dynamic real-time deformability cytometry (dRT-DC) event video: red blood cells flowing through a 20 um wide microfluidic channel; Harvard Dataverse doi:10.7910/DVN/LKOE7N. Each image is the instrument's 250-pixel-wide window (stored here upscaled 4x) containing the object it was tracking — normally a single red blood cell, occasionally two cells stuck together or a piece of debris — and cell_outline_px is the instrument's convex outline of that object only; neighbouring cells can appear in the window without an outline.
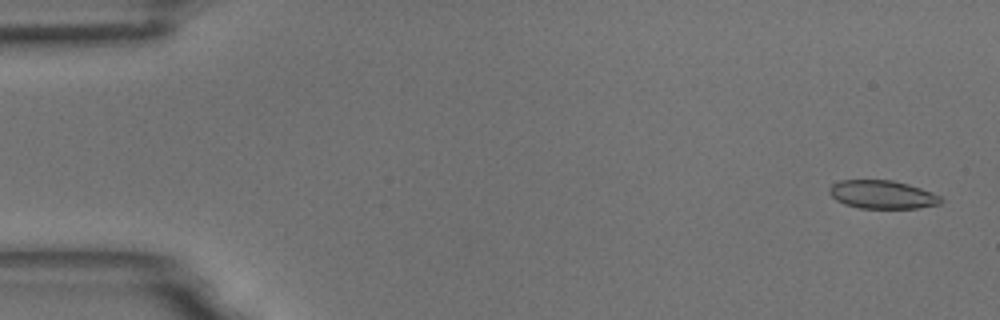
{"species": "common noctule bat (a hibernating species)", "species_latin": "Nyctalus noctula", "temperature_condition": "room temperature", "stored_images_in_passage": 56, "camera_frame_rate_fps": 3000, "um_per_image_px": 0.085, "animal": {"sex": "male", "body_mass_g": 18.8}, "frame": {"image": 1, "passage_image": 2, "time_ms": 0.333, "image_size_px": [1000, 320], "cell_outline_px": [[944, 200], [940, 204], [916, 208], [860, 208], [844, 204], [836, 200], [828, 192], [828, 188], [832, 184], [840, 180], [892, 180], [908, 184], [932, 192], [940, 196]], "centroid_in_image_um": [74.98, 16.53], "position_along_channel_um": 10.0, "area_um2": 18.44}}
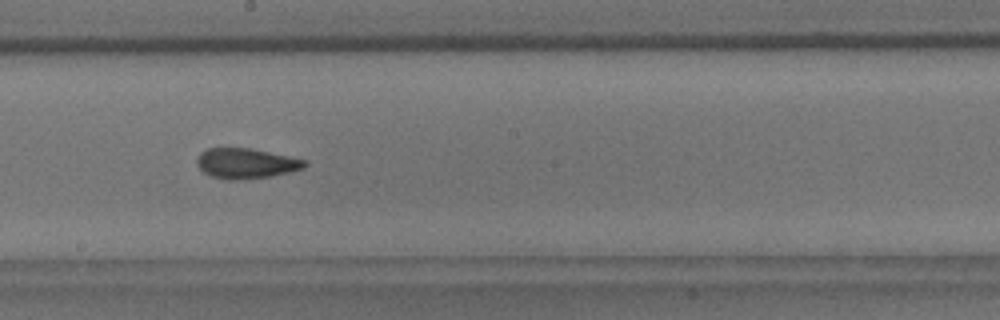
{"frame": {"image": 2, "passage_image": 31, "time_ms": 10.0, "image_size_px": [1000, 320], "cell_outline_px": [[308, 164], [304, 168], [292, 172], [272, 176], [236, 180], [228, 180], [208, 176], [196, 164], [196, 156], [200, 152], [208, 148], [248, 148], [308, 160]], "centroid_in_image_um": [20.9, 13.9], "position_along_channel_um": 227.3, "area_um2": 19.19}}
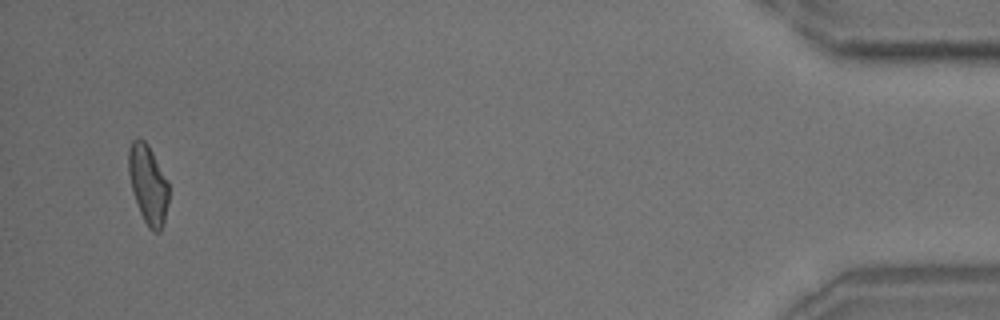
{"frame": {"image": 3, "passage_image": 54, "time_ms": 17.667, "image_size_px": [1000, 320], "cell_outline_px": [[168, 200], [164, 224], [160, 232], [152, 232], [148, 228], [140, 212], [132, 192], [128, 172], [128, 148], [132, 140], [136, 136], [140, 136], [148, 144], [168, 180]], "centroid_in_image_um": [12.57, 15.64], "position_along_channel_um": 422.6, "area_um2": 18.84}, "authors_computed_cell_mechanics": {"area_um2": 18.9584, "velocity_mm_per_s": 3.6064, "shape_relaxation_time_tau1_ms": 7.2675, "shape_relaxation_time_tau2_ms": 1.7759, "deformation_change_tau1": 0.1612, "deformation_change_tau2": 0.0612}}